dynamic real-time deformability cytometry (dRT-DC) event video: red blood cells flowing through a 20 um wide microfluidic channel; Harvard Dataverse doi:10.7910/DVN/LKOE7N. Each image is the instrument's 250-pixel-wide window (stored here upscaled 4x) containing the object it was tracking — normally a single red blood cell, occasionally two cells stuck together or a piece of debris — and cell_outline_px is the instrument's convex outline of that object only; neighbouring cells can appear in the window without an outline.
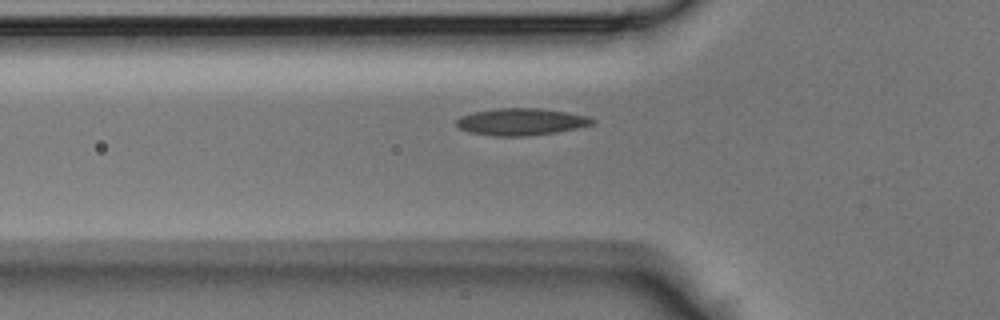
{"species": "Egyptian fruit bat (a non-hibernating species)", "species_latin": "Rousettus aegyptiacus", "temperature_condition": "room temperature", "stored_images_in_passage": 29, "camera_frame_rate_fps": 3000, "um_per_image_px": 0.085, "animal": {"sex": "male"}, "frame": {"image": 1, "passage_image": 2, "time_ms": 0.333, "image_size_px": [1000, 320], "cell_outline_px": [[596, 120], [592, 124], [580, 128], [556, 132], [528, 136], [492, 136], [468, 132], [460, 128], [456, 124], [456, 120], [460, 116], [472, 112], [500, 108], [540, 108], [588, 116]], "centroid_in_image_um": [44.28, 10.36], "position_along_channel_um": 81.5, "area_um2": 21.44}}
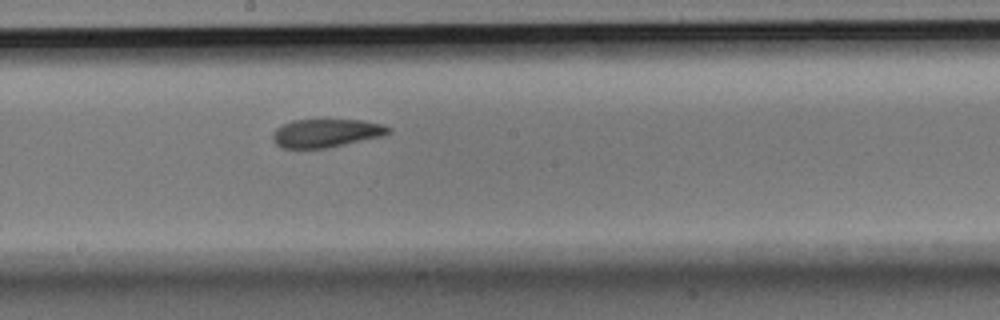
{"frame": {"image": 2, "passage_image": 11, "time_ms": 3.333, "image_size_px": [1000, 320], "cell_outline_px": [[392, 132], [384, 136], [328, 148], [280, 148], [272, 140], [272, 132], [276, 128], [292, 120], [364, 120], [380, 124], [392, 128]], "centroid_in_image_um": [27.73, 11.32], "position_along_channel_um": 220.5, "area_um2": 19.31}}
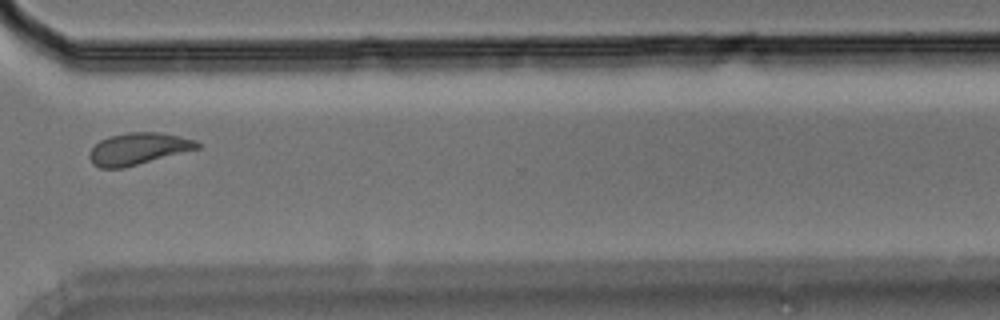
{"frame": {"image": 3, "passage_image": 20, "time_ms": 6.333, "image_size_px": [1000, 320], "cell_outline_px": [[200, 148], [124, 168], [100, 168], [92, 164], [88, 156], [88, 152], [100, 140], [108, 136], [128, 132], [160, 132], [180, 136], [196, 140], [200, 144]], "centroid_in_image_um": [11.73, 12.64], "position_along_channel_um": 358.9, "area_um2": 20.17}}